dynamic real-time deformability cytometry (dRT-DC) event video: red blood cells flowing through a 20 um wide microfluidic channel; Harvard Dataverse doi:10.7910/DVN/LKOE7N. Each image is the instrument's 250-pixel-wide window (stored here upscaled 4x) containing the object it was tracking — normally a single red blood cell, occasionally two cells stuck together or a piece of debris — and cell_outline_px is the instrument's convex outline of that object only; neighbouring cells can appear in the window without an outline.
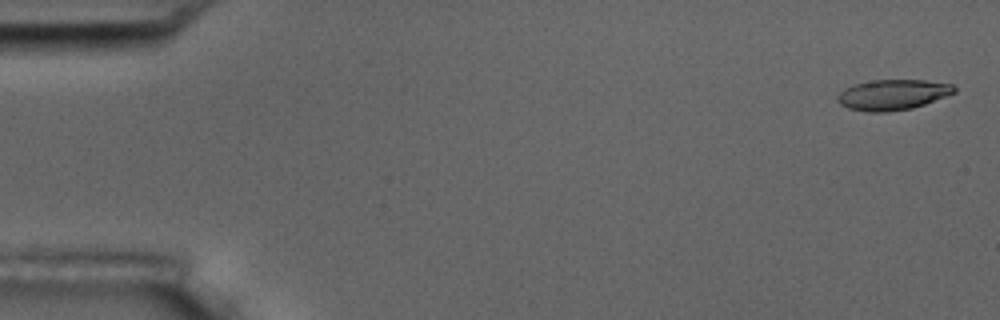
{"species": "common noctule bat (a hibernating species)", "species_latin": "Nyctalus noctula", "temperature_condition": "room temperature", "stored_images_in_passage": 55, "camera_frame_rate_fps": 3000, "um_per_image_px": 0.085, "animal": {"sex": "male", "body_mass_g": 17.5, "forearm_length_mm": 52.3}, "frame": {"image": 1, "passage_image": 1, "time_ms": 0.0, "image_size_px": [1000, 320], "cell_outline_px": [[956, 92], [924, 104], [912, 108], [888, 112], [868, 112], [848, 108], [840, 104], [836, 100], [836, 96], [844, 88], [852, 84], [872, 80], [924, 80], [952, 84], [956, 88]], "centroid_in_image_um": [75.83, 8.05], "position_along_channel_um": 9.2, "area_um2": 20.81}}
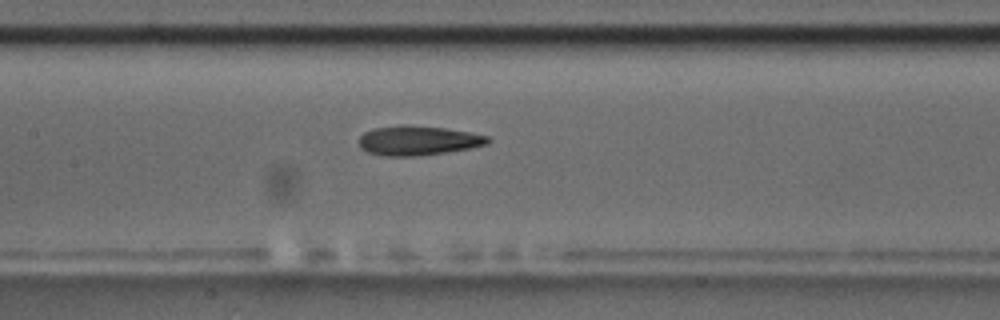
{"frame": {"image": 2, "passage_image": 26, "time_ms": 8.333, "image_size_px": [1000, 320], "cell_outline_px": [[492, 140], [488, 144], [468, 148], [444, 152], [416, 156], [384, 156], [368, 152], [360, 148], [360, 136], [364, 132], [372, 128], [400, 124], [412, 124], [444, 128], [468, 132], [488, 136]], "centroid_in_image_um": [35.5, 11.93], "position_along_channel_um": 171.9, "area_um2": 22.25}}
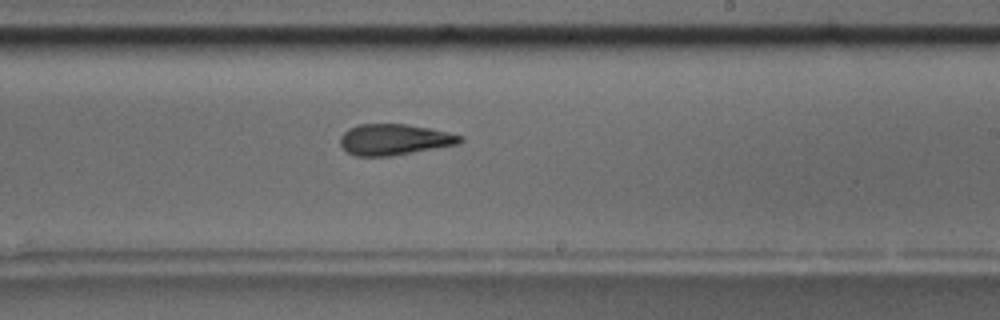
{"frame": {"image": 3, "passage_image": 33, "time_ms": 10.667, "image_size_px": [1000, 320], "cell_outline_px": [[464, 140], [460, 144], [388, 156], [356, 156], [348, 152], [340, 144], [340, 136], [348, 128], [360, 124], [404, 124], [428, 128], [448, 132], [464, 136]], "centroid_in_image_um": [33.53, 11.86], "position_along_channel_um": 255.5, "area_um2": 21.56}, "authors_computed_cell_mechanics": {"area_um2": 21.8484, "velocity_mm_per_s": 3.5998, "shape_relaxation_time_tau1_ms": 5.4228, "shape_relaxation_time_tau2_ms": 2.2028, "deformation_change_tau1": 0.1875, "deformation_change_tau2": 0.1198}}